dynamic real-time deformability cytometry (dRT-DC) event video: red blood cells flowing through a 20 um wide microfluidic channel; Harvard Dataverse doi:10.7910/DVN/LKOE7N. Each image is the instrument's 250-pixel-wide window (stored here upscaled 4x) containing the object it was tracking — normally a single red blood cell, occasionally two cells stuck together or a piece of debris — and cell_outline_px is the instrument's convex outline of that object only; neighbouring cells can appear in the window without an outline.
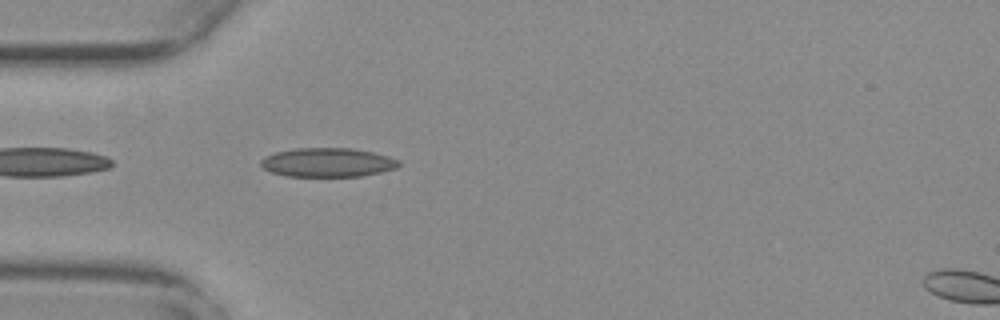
{"species": "common noctule bat (a hibernating species)", "species_latin": "Nyctalus noctula", "temperature_condition": "warm", "stored_images_in_passage": 40, "camera_frame_rate_fps": 3000, "um_per_image_px": 0.085, "animal": {"sex": "female", "body_mass_g": 29.2, "forearm_length_mm": 56.3}, "frame": {"image": 1, "passage_image": 2, "time_ms": 0.333, "image_size_px": [1000, 320], "cell_outline_px": [[400, 164], [396, 168], [380, 172], [360, 176], [284, 176], [272, 172], [264, 168], [260, 164], [260, 160], [264, 156], [276, 152], [296, 148], [352, 148], [372, 152], [388, 156], [400, 160]], "centroid_in_image_um": [27.84, 13.8], "position_along_channel_um": 57.2, "area_um2": 23.29}}
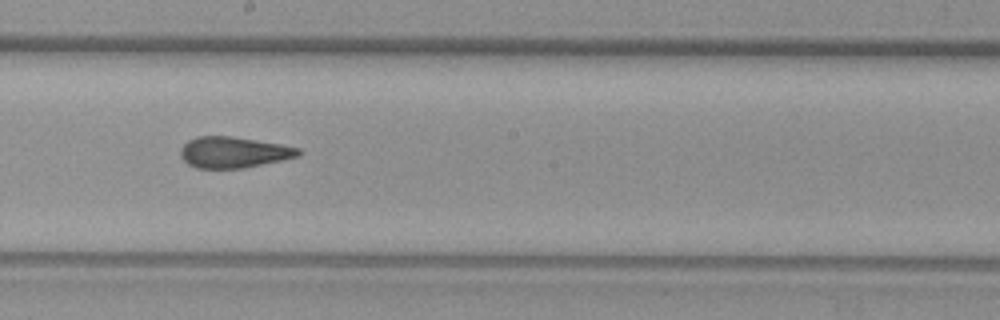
{"frame": {"image": 2, "passage_image": 16, "time_ms": 5.0, "image_size_px": [1000, 320], "cell_outline_px": [[300, 156], [244, 168], [196, 168], [188, 164], [180, 156], [180, 152], [184, 144], [188, 140], [196, 136], [228, 136], [280, 144], [300, 148]], "centroid_in_image_um": [19.84, 12.95], "position_along_channel_um": 228.4, "area_um2": 21.15}}
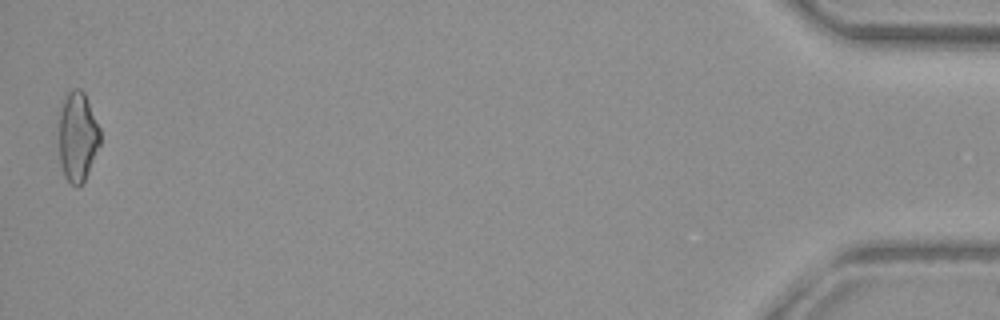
{"frame": {"image": 3, "passage_image": 40, "time_ms": 13.0, "image_size_px": [1000, 320], "cell_outline_px": [[100, 144], [88, 172], [84, 180], [80, 184], [72, 184], [64, 176], [60, 164], [60, 112], [64, 100], [68, 92], [72, 88], [80, 88], [84, 92], [100, 128]], "centroid_in_image_um": [6.61, 11.59], "position_along_channel_um": 428.6, "area_um2": 21.15}, "authors_computed_cell_mechanics": {"area_um2": 21.3571, "velocity_mm_per_s": 3.754, "shape_relaxation_time_tau1_ms": null, "shape_relaxation_time_tau2_ms": 2.2136, "deformation_change_tau1": null, "deformation_change_tau2": 0.0964}}